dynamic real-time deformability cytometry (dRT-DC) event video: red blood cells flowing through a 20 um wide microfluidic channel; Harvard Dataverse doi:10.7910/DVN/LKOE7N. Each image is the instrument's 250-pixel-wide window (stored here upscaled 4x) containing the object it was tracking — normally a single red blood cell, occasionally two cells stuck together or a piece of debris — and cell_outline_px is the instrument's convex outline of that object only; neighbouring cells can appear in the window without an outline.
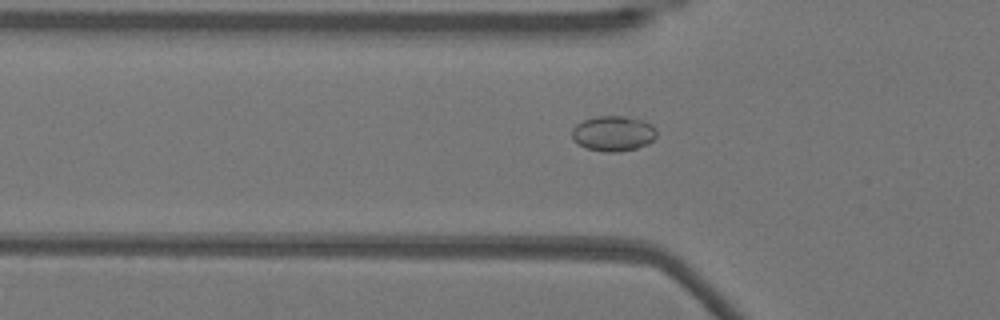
{"species": "Egyptian fruit bat (a non-hibernating species)", "species_latin": "Rousettus aegyptiacus", "temperature_condition": "warm", "stored_images_in_passage": 33, "camera_frame_rate_fps": 3000, "um_per_image_px": 0.085, "animal": {"sex": "female"}, "frame": {"image": 1, "passage_image": 3, "time_ms": 0.667, "image_size_px": [1000, 320], "cell_outline_px": [[656, 136], [648, 144], [636, 148], [616, 152], [604, 152], [588, 148], [576, 144], [572, 140], [572, 128], [576, 124], [584, 120], [596, 116], [624, 116], [644, 120], [652, 124], [656, 128]], "centroid_in_image_um": [52.12, 11.34], "position_along_channel_um": 73.7, "area_um2": 17.57}}
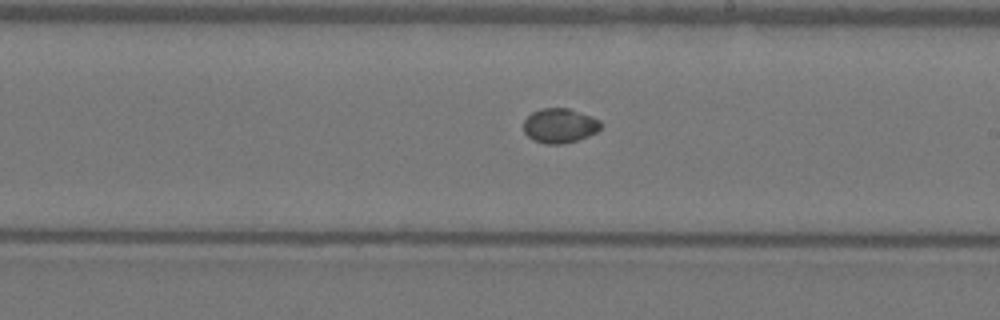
{"frame": {"image": 2, "passage_image": 16, "time_ms": 5.0, "image_size_px": [1000, 320], "cell_outline_px": [[604, 124], [596, 132], [588, 136], [564, 144], [544, 144], [532, 140], [524, 132], [524, 120], [532, 112], [540, 108], [568, 108], [592, 116], [600, 120]], "centroid_in_image_um": [47.58, 10.68], "position_along_channel_um": 241.4, "area_um2": 15.72}}
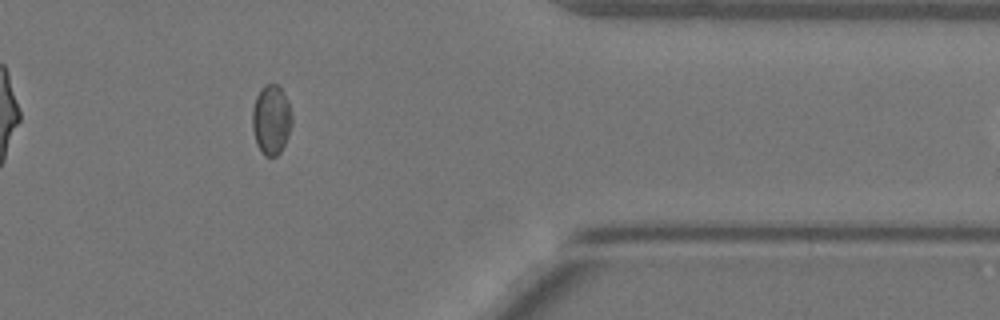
{"frame": {"image": 3, "passage_image": 29, "time_ms": 9.333, "image_size_px": [1000, 320], "cell_outline_px": [[292, 124], [288, 136], [280, 152], [276, 156], [264, 156], [260, 152], [256, 144], [252, 128], [252, 108], [256, 96], [264, 84], [276, 84], [280, 88], [288, 100], [292, 112]], "centroid_in_image_um": [23.05, 10.18], "position_along_channel_um": 388.4, "area_um2": 16.3}, "authors_computed_cell_mechanics": {"area_um2": 15.7216, "velocity_mm_per_s": 3.8478, "shape_relaxation_time_tau1_ms": null, "shape_relaxation_time_tau2_ms": 4.6447, "deformation_change_tau1": null, "deformation_change_tau2": 0.034}}